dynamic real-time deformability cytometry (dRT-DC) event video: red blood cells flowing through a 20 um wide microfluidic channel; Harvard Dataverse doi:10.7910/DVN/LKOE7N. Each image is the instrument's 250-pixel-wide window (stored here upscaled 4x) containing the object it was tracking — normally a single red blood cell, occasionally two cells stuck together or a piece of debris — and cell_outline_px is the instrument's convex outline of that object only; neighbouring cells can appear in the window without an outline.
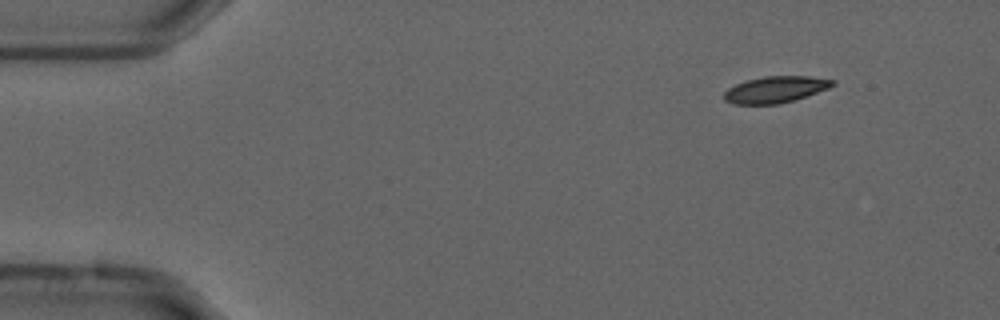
{"species": "common noctule bat (a hibernating species)", "species_latin": "Nyctalus noctula", "temperature_condition": "cold", "stored_images_in_passage": 52, "camera_frame_rate_fps": 3000, "um_per_image_px": 0.085, "animal": {"sex": "male", "forearm_length_mm": 52.5}, "frame": {"image": 1, "passage_image": 3, "time_ms": 0.667, "image_size_px": [1000, 320], "cell_outline_px": [[836, 84], [828, 88], [780, 104], [732, 104], [724, 100], [724, 92], [728, 88], [736, 84], [748, 80], [764, 76], [808, 76], [836, 80]], "centroid_in_image_um": [65.89, 7.6], "position_along_channel_um": 19.1, "area_um2": 16.59}}
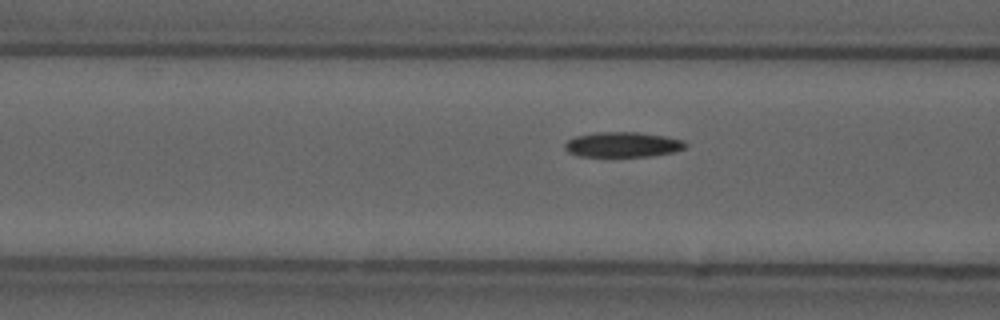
{"frame": {"image": 2, "passage_image": 18, "time_ms": 5.667, "image_size_px": [1000, 320], "cell_outline_px": [[688, 144], [684, 148], [676, 152], [652, 156], [580, 156], [568, 152], [564, 148], [564, 144], [568, 140], [576, 136], [596, 132], [640, 132], [664, 136], [684, 140]], "centroid_in_image_um": [52.96, 12.29], "position_along_channel_um": 113.6, "area_um2": 17.74}}
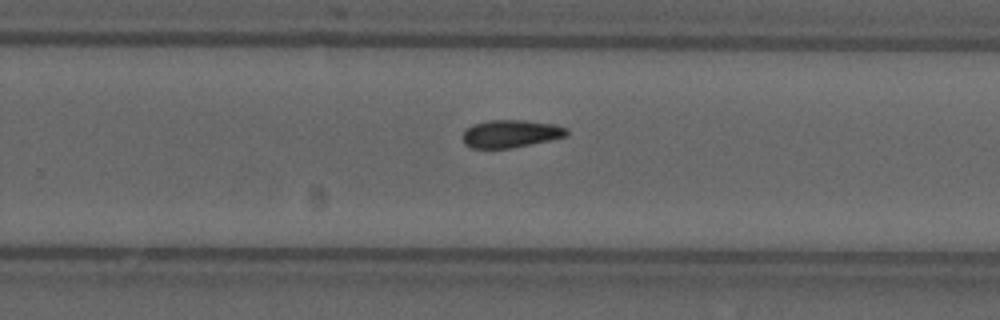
{"frame": {"image": 3, "passage_image": 32, "time_ms": 10.333, "image_size_px": [1000, 320], "cell_outline_px": [[568, 136], [552, 140], [512, 148], [472, 148], [464, 144], [464, 132], [472, 124], [488, 120], [524, 120], [556, 124], [568, 128]], "centroid_in_image_um": [43.47, 11.36], "position_along_channel_um": 286.3, "area_um2": 16.94}, "authors_computed_cell_mechanics": {"area_um2": 17.051, "velocity_mm_per_s": 3.7147, "shape_relaxation_time_tau1_ms": null, "shape_relaxation_time_tau2_ms": 9.1785, "deformation_change_tau1": null, "deformation_change_tau2": 0.1335}}